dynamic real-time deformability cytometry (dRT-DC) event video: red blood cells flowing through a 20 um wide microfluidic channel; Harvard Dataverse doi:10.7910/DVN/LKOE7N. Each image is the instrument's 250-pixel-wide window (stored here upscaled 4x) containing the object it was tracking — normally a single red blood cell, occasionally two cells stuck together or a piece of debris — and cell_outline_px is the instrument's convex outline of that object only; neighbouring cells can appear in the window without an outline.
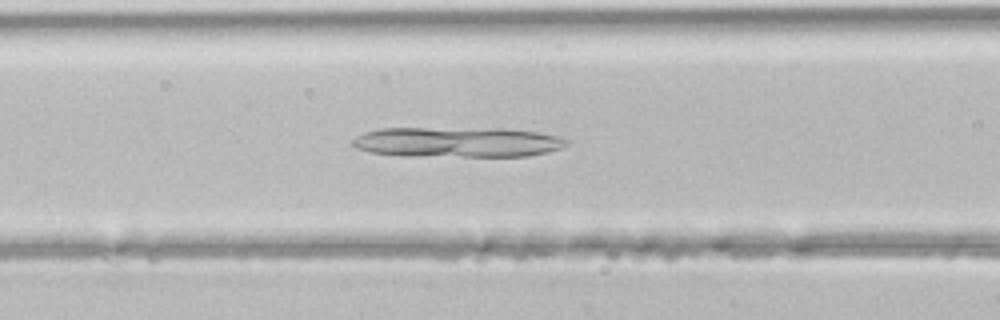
{"species": "common noctule bat (a hibernating species)", "species_latin": "Nyctalus noctula", "temperature_condition": "room temperature", "stored_images_in_passage": 38, "camera_frame_rate_fps": 3000, "um_per_image_px": 0.085, "animal": {"sex": "male", "body_mass_g": 21.5, "forearm_length_mm": 52.0}, "frame": {"image": 1, "passage_image": 11, "time_ms": 3.333, "image_size_px": [1000, 320], "cell_outline_px": [[572, 140], [568, 144], [560, 148], [548, 152], [528, 156], [408, 156], [368, 152], [356, 148], [352, 144], [352, 140], [356, 136], [364, 132], [380, 128], [504, 128], [536, 132], [556, 136]], "centroid_in_image_um": [38.87, 12.07], "position_along_channel_um": 127.7, "area_um2": 37.97}}
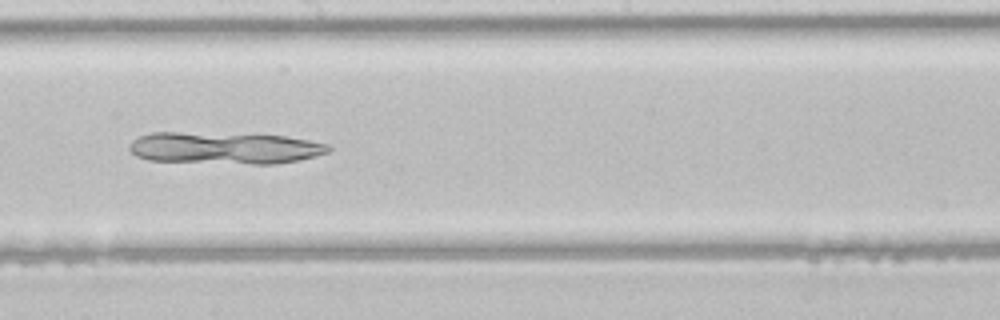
{"frame": {"image": 2, "passage_image": 18, "time_ms": 5.667, "image_size_px": [1000, 320], "cell_outline_px": [[332, 148], [328, 152], [316, 156], [300, 160], [276, 164], [252, 164], [148, 160], [136, 156], [128, 148], [128, 144], [132, 140], [140, 136], [152, 132], [176, 132], [284, 136], [332, 144]], "centroid_in_image_um": [19.11, 12.59], "position_along_channel_um": 229.1, "area_um2": 36.99}}
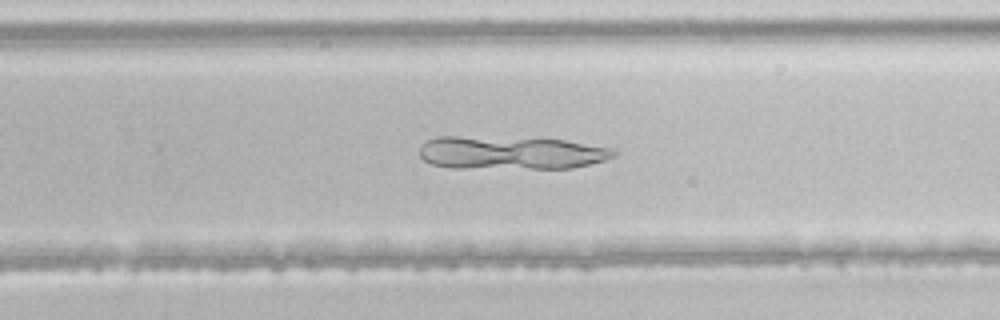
{"frame": {"image": 3, "passage_image": 22, "time_ms": 7.0, "image_size_px": [1000, 320], "cell_outline_px": [[616, 156], [604, 160], [572, 168], [448, 168], [432, 164], [424, 160], [420, 156], [420, 148], [428, 140], [436, 136], [456, 136], [564, 140], [616, 148]], "centroid_in_image_um": [43.43, 12.99], "position_along_channel_um": 286.4, "area_um2": 37.51}}